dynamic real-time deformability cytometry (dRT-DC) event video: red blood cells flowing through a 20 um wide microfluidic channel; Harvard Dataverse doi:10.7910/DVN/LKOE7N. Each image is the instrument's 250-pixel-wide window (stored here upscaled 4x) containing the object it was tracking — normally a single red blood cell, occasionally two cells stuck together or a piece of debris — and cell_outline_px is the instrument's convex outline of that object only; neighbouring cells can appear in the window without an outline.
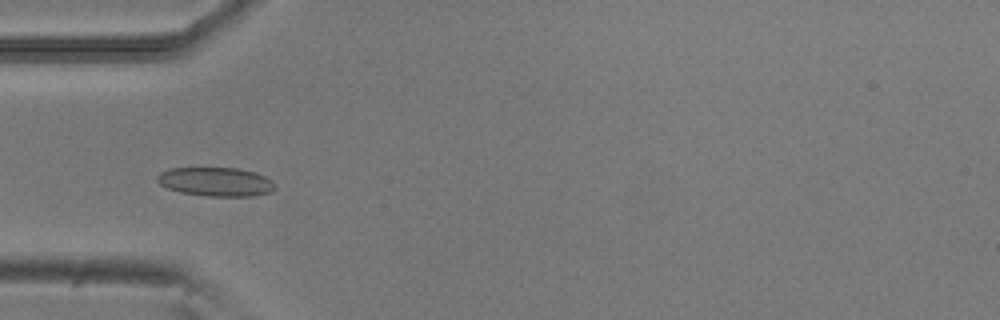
{"species": "common noctule bat (a hibernating species)", "species_latin": "Nyctalus noctula", "temperature_condition": "room temperature", "stored_images_in_passage": 8, "camera_frame_rate_fps": 3000, "um_per_image_px": 0.085, "animal": {"sex": "male", "body_mass_g": 20.5, "forearm_length_mm": 52.5}, "frame": {"image": 1, "passage_image": 4, "time_ms": 1.0, "image_size_px": [1000, 320], "cell_outline_px": [[276, 188], [272, 192], [252, 196], [208, 196], [180, 192], [168, 188], [160, 184], [156, 180], [156, 176], [160, 172], [168, 168], [236, 168], [256, 172], [272, 180], [276, 184]], "centroid_in_image_um": [18.36, 15.45], "position_along_channel_um": 66.6, "area_um2": 20.0}}
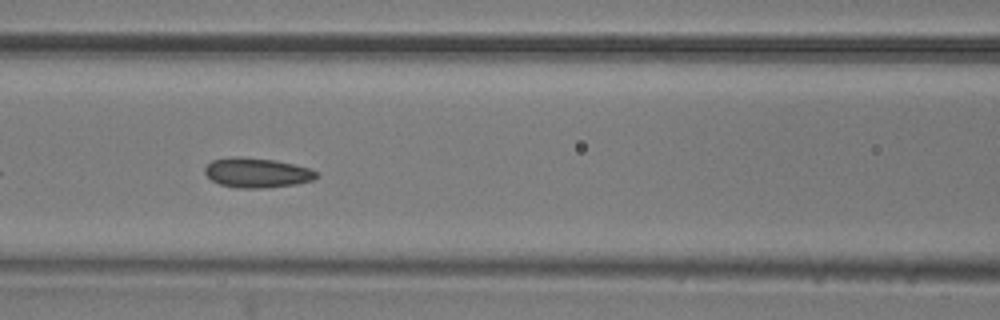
{"frame": {"image": 2, "passage_image": 6, "time_ms": 1.667, "image_size_px": [1000, 320], "cell_outline_px": [[316, 180], [296, 184], [264, 188], [236, 188], [220, 184], [212, 180], [204, 172], [204, 168], [212, 160], [236, 156], [240, 156], [276, 160], [312, 168], [316, 172]], "centroid_in_image_um": [21.86, 14.68], "position_along_channel_um": 144.7, "area_um2": 19.48}}
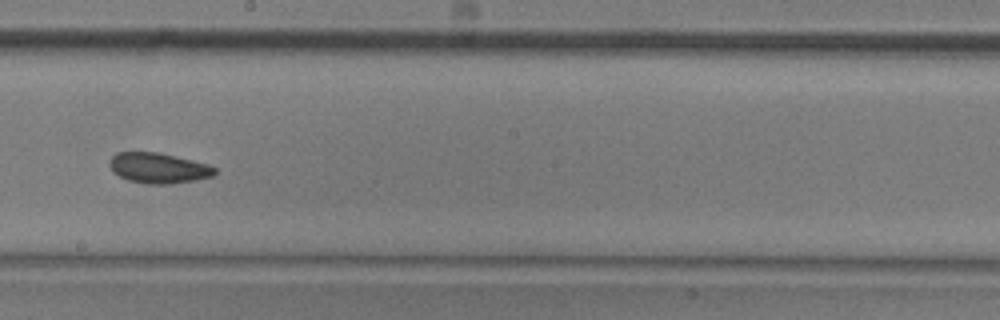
{"frame": {"image": 3, "passage_image": 8, "time_ms": 2.333, "image_size_px": [1000, 320], "cell_outline_px": [[216, 172], [212, 176], [196, 180], [172, 184], [144, 184], [128, 180], [112, 172], [108, 164], [112, 156], [116, 152], [160, 152], [208, 164], [216, 168]], "centroid_in_image_um": [13.45, 14.28], "position_along_channel_um": 234.8, "area_um2": 18.84}}